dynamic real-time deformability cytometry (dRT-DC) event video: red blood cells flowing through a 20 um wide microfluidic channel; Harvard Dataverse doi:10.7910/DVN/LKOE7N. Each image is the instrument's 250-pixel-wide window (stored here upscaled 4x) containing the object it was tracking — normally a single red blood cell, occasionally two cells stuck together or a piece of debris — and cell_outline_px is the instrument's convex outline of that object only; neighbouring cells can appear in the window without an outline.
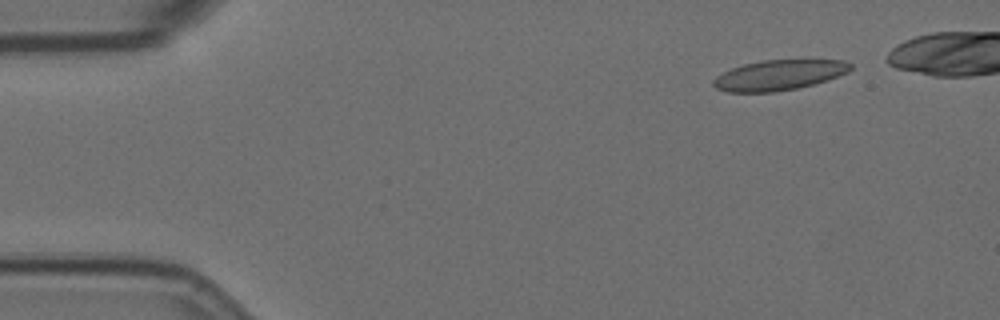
{"species": "Egyptian fruit bat (a non-hibernating species)", "species_latin": "Rousettus aegyptiacus", "temperature_condition": "room temperature", "stored_images_in_passage": 45, "camera_frame_rate_fps": 3000, "um_per_image_px": 0.085, "animal": {"sex": "female"}, "frame": {"image": 1, "passage_image": 1, "time_ms": 0.0, "image_size_px": [1000, 320], "cell_outline_px": [[852, 68], [848, 72], [828, 80], [796, 88], [772, 92], [728, 92], [716, 88], [712, 84], [712, 80], [716, 76], [732, 68], [744, 64], [764, 60], [844, 60], [852, 64]], "centroid_in_image_um": [66.21, 6.38], "position_along_channel_um": 18.8, "area_um2": 24.04}}
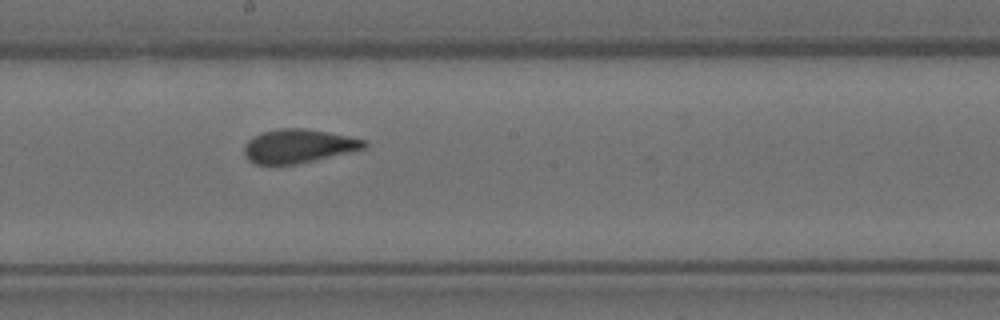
{"frame": {"image": 2, "passage_image": 26, "time_ms": 8.333, "image_size_px": [1000, 320], "cell_outline_px": [[368, 148], [296, 164], [256, 164], [248, 160], [244, 152], [244, 144], [252, 136], [260, 132], [280, 128], [304, 128], [328, 132], [368, 140]], "centroid_in_image_um": [25.37, 12.4], "position_along_channel_um": 222.8, "area_um2": 23.76}}
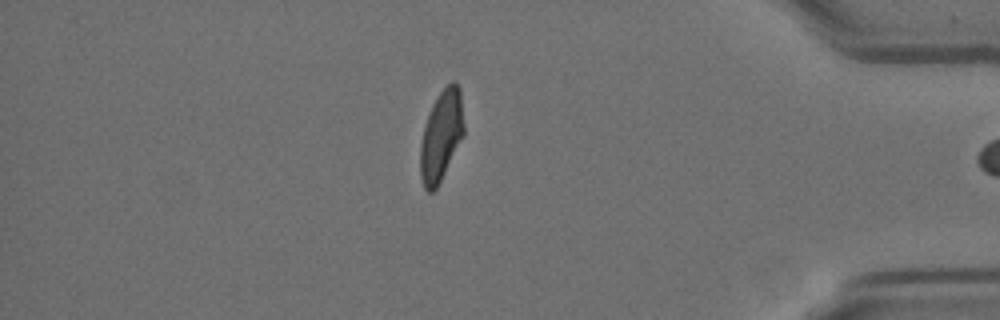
{"frame": {"image": 3, "passage_image": 44, "time_ms": 14.333, "image_size_px": [1000, 320], "cell_outline_px": [[464, 136], [436, 188], [432, 192], [428, 192], [424, 188], [420, 176], [420, 144], [424, 124], [428, 112], [432, 104], [440, 92], [452, 80], [456, 80], [460, 88], [464, 124]], "centroid_in_image_um": [37.5, 11.5], "position_along_channel_um": 397.7, "area_um2": 23.24}}